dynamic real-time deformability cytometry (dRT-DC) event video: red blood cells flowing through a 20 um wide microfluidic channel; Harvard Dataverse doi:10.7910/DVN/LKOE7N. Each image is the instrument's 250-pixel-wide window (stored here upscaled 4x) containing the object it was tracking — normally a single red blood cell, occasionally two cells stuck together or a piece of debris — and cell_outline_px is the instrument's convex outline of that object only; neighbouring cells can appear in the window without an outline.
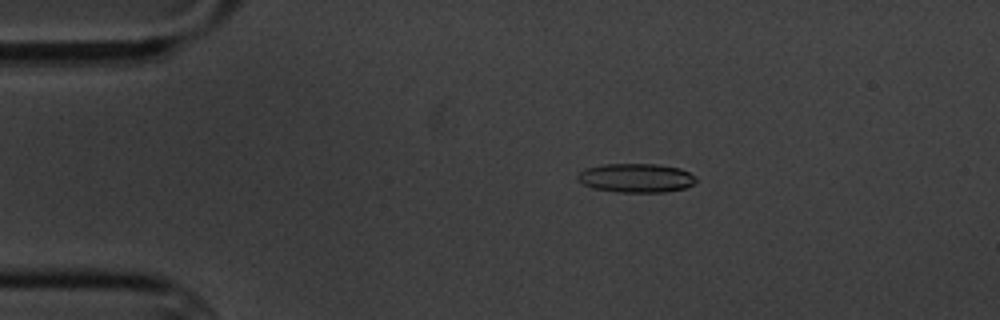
{"species": "common noctule bat (a hibernating species)", "species_latin": "Nyctalus noctula", "temperature_condition": "cold", "stored_images_in_passage": 9, "camera_frame_rate_fps": 3000, "um_per_image_px": 0.085, "animal": {"sex": "male", "body_mass_g": 20.1, "forearm_length_mm": 53.5}, "frame": {"image": 1, "passage_image": 2, "time_ms": 1.333, "image_size_px": [1000, 320], "cell_outline_px": [[696, 180], [692, 184], [684, 188], [664, 192], [616, 192], [592, 188], [576, 180], [576, 176], [580, 172], [588, 168], [604, 164], [656, 164], [680, 168], [696, 176]], "centroid_in_image_um": [54.05, 15.13], "position_along_channel_um": 30.9, "area_um2": 19.94}}
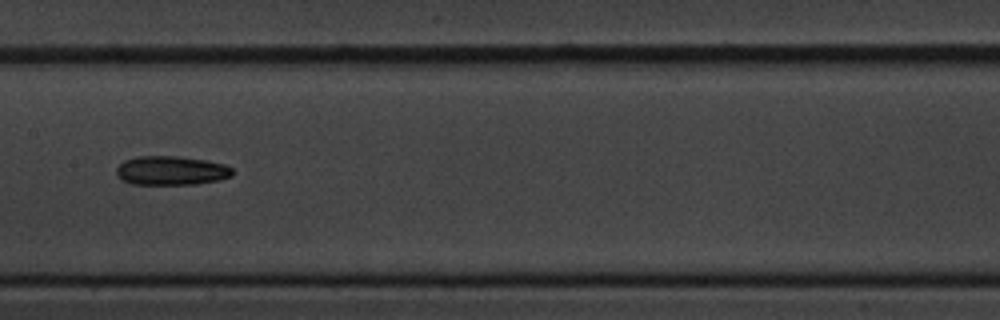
{"frame": {"image": 2, "passage_image": 7, "time_ms": 7.333, "image_size_px": [1000, 320], "cell_outline_px": [[232, 176], [220, 180], [196, 184], [132, 184], [120, 180], [116, 172], [116, 168], [124, 160], [136, 156], [180, 156], [204, 160], [224, 164], [232, 168]], "centroid_in_image_um": [14.53, 14.5], "position_along_channel_um": 192.9, "area_um2": 19.77}}
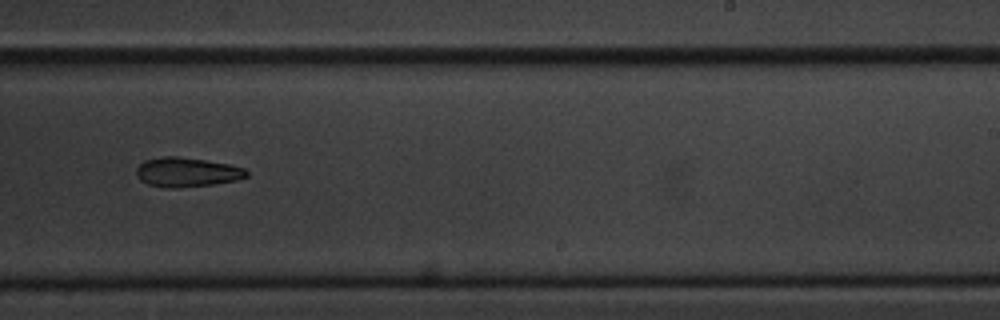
{"frame": {"image": 3, "passage_image": 9, "time_ms": 9.667, "image_size_px": [1000, 320], "cell_outline_px": [[248, 176], [236, 180], [212, 184], [176, 188], [164, 188], [148, 184], [140, 180], [136, 176], [136, 168], [144, 160], [160, 156], [176, 156], [204, 160], [228, 164], [244, 168], [248, 172]], "centroid_in_image_um": [15.84, 14.63], "position_along_channel_um": 273.2, "area_um2": 18.9}}